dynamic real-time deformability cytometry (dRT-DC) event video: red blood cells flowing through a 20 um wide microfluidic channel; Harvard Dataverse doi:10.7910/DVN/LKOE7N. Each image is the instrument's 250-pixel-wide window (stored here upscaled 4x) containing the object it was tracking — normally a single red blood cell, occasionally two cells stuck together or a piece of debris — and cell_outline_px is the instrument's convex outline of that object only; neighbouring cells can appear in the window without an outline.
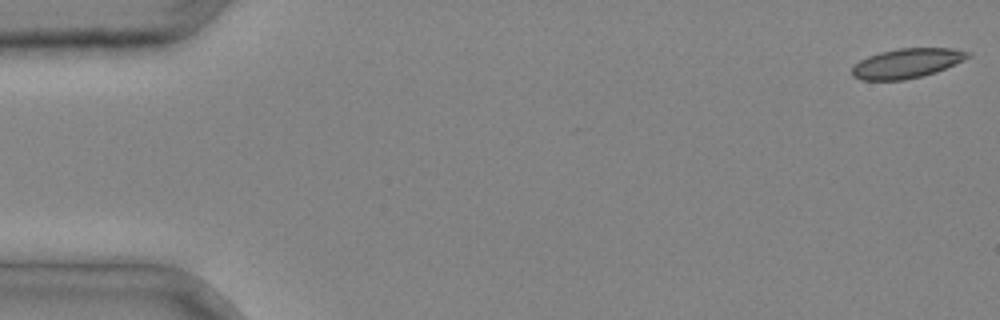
{"species": "common noctule bat (a hibernating species)", "species_latin": "Nyctalus noctula", "temperature_condition": "cold", "stored_images_in_passage": 35, "camera_frame_rate_fps": 3000, "um_per_image_px": 0.085, "animal": {"sex": "male", "body_mass_g": 20.4}, "frame": {"image": 1, "passage_image": 1, "time_ms": 0.0, "image_size_px": [1000, 320], "cell_outline_px": [[972, 56], [964, 60], [936, 72], [904, 80], [860, 80], [852, 76], [852, 68], [860, 60], [868, 56], [880, 52], [900, 48], [952, 48], [972, 52]], "centroid_in_image_um": [77.1, 5.37], "position_along_channel_um": 7.9, "area_um2": 20.0}}
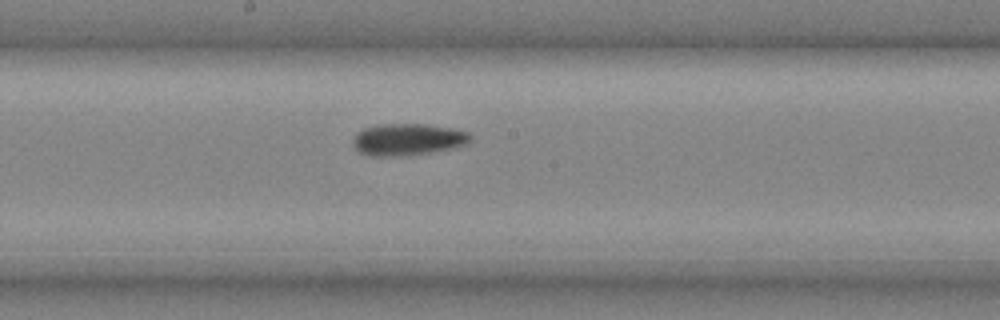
{"frame": {"image": 2, "passage_image": 21, "time_ms": 6.667, "image_size_px": [1000, 320], "cell_outline_px": [[472, 140], [468, 144], [456, 148], [432, 152], [396, 156], [372, 156], [360, 152], [352, 144], [352, 140], [356, 132], [364, 128], [380, 124], [424, 124], [452, 128], [468, 132], [472, 136]], "centroid_in_image_um": [34.69, 11.85], "position_along_channel_um": 213.5, "area_um2": 21.96}}
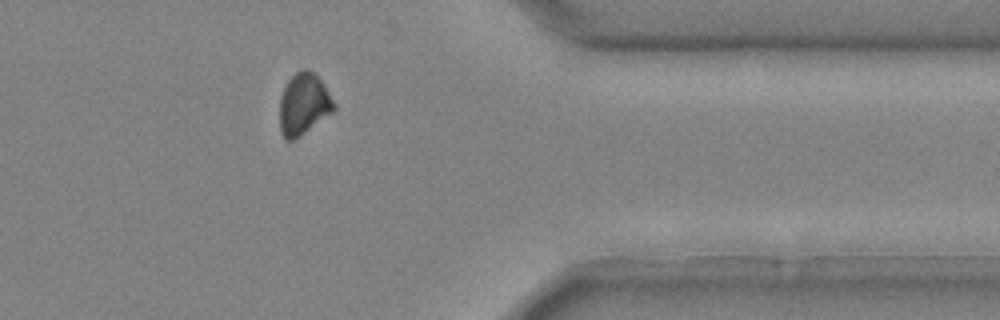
{"frame": {"image": 3, "passage_image": 32, "time_ms": 10.333, "image_size_px": [1000, 320], "cell_outline_px": [[336, 108], [332, 112], [300, 136], [292, 140], [284, 140], [280, 132], [280, 96], [288, 80], [296, 72], [304, 68], [308, 68], [324, 84], [336, 104]], "centroid_in_image_um": [25.8, 8.85], "position_along_channel_um": 385.6, "area_um2": 19.42}}